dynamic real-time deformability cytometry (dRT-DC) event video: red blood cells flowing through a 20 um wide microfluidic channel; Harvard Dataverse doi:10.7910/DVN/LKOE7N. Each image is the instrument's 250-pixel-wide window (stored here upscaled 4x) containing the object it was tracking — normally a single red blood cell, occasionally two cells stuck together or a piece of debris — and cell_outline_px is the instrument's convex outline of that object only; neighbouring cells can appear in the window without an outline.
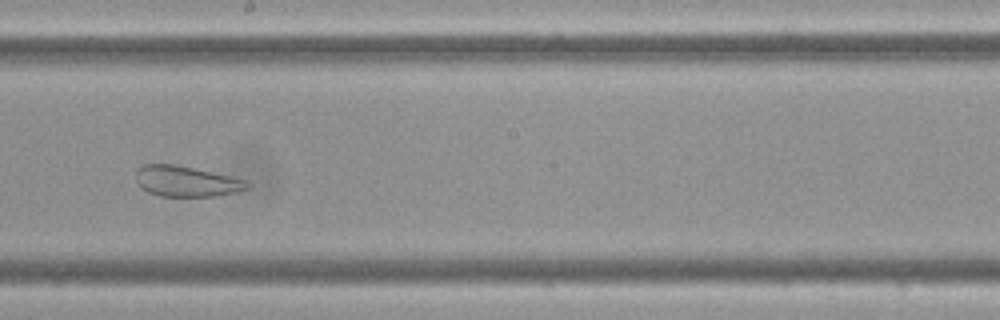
{"species": "Egyptian fruit bat (a non-hibernating species)", "species_latin": "Rousettus aegyptiacus", "temperature_condition": "cold", "stored_images_in_passage": 55, "camera_frame_rate_fps": 3000, "um_per_image_px": 0.085, "frame": {"image": 1, "passage_image": 30, "time_ms": 9.667, "image_size_px": [1000, 320], "cell_outline_px": [[252, 184], [248, 188], [236, 192], [216, 196], [160, 196], [148, 192], [140, 188], [136, 180], [136, 172], [144, 164], [176, 164], [232, 176], [244, 180]], "centroid_in_image_um": [15.84, 15.41], "position_along_channel_um": 232.4, "area_um2": 19.94}}
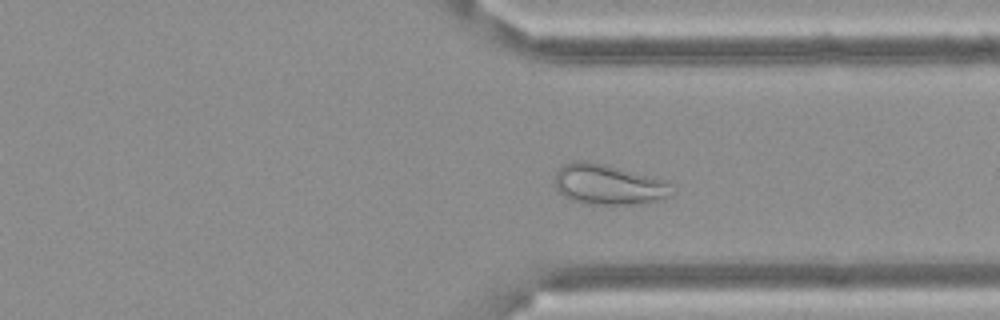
{"frame": {"image": 2, "passage_image": 41, "time_ms": 13.333, "image_size_px": [1000, 320], "cell_outline_px": [[672, 196], [660, 200], [640, 204], [588, 204], [572, 200], [564, 196], [556, 188], [556, 172], [564, 164], [572, 160], [588, 160], [604, 164], [664, 180], [668, 184]], "centroid_in_image_um": [51.68, 15.68], "position_along_channel_um": 359.7, "area_um2": 27.28}}
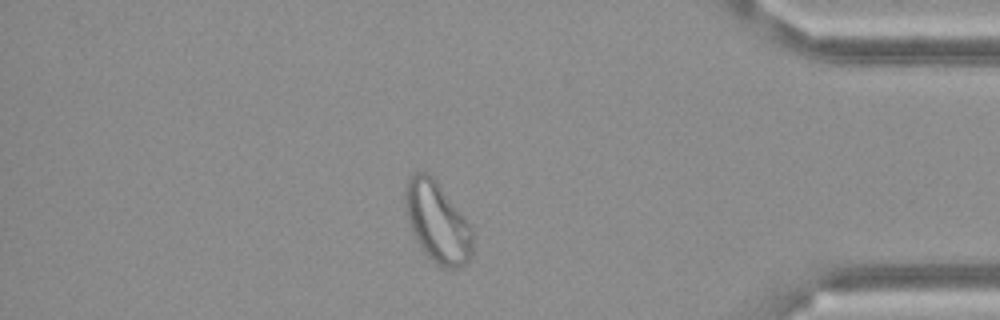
{"frame": {"image": 3, "passage_image": 47, "time_ms": 15.333, "image_size_px": [1000, 320], "cell_outline_px": [[472, 252], [468, 260], [464, 264], [456, 268], [444, 268], [436, 264], [424, 252], [412, 232], [408, 220], [404, 200], [404, 192], [408, 180], [416, 172], [424, 172], [432, 176], [436, 180], [472, 224]], "centroid_in_image_um": [37.19, 18.88], "position_along_channel_um": 398.0, "area_um2": 31.67}}